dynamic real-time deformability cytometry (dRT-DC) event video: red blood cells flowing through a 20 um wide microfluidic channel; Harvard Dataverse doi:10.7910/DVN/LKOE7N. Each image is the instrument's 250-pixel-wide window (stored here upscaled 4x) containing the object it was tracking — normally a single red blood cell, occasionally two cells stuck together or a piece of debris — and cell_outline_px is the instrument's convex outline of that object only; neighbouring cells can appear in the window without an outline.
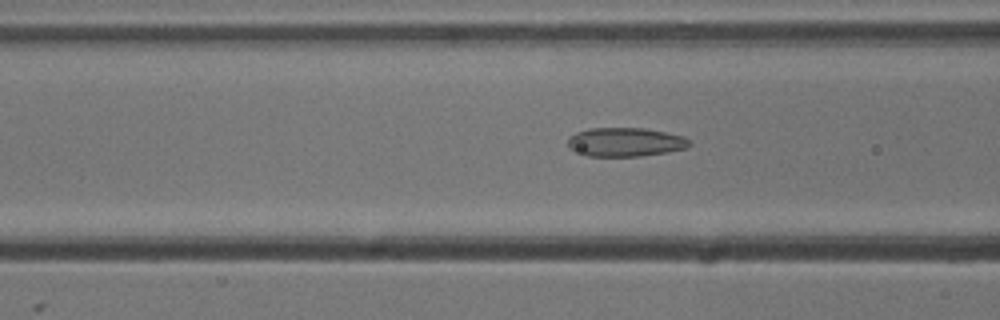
{"species": "common noctule bat (a hibernating species)", "species_latin": "Nyctalus noctula", "temperature_condition": "cold", "stored_images_in_passage": 54, "camera_frame_rate_fps": 3000, "um_per_image_px": 0.085, "animal": {"sex": "male", "body_mass_g": 13.3}, "frame": {"image": 1, "passage_image": 21, "time_ms": 6.667, "image_size_px": [1000, 320], "cell_outline_px": [[692, 144], [688, 148], [668, 152], [640, 156], [588, 156], [568, 148], [568, 140], [576, 132], [588, 128], [644, 128], [684, 136]], "centroid_in_image_um": [53.17, 12.08], "position_along_channel_um": 113.4, "area_um2": 20.46}}
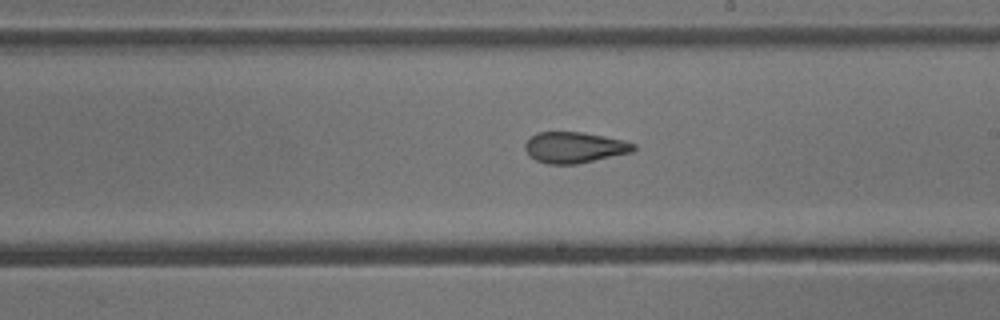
{"frame": {"image": 2, "passage_image": 31, "time_ms": 10.0, "image_size_px": [1000, 320], "cell_outline_px": [[636, 148], [632, 152], [576, 164], [548, 164], [536, 160], [528, 156], [524, 148], [524, 144], [536, 132], [584, 132], [624, 140], [636, 144]], "centroid_in_image_um": [48.81, 12.53], "position_along_channel_um": 240.2, "area_um2": 19.65}}
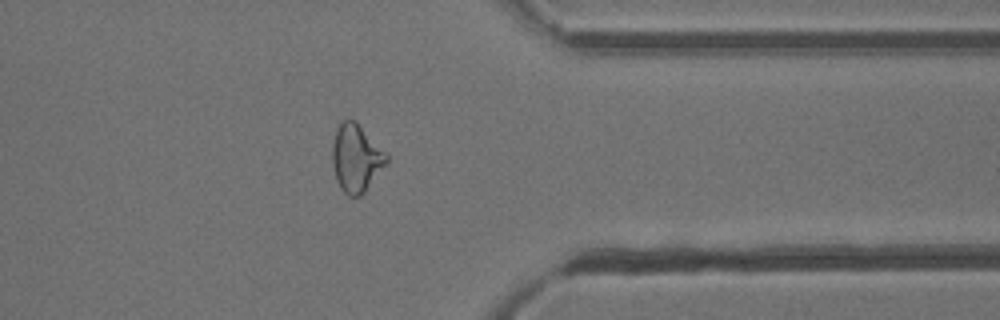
{"frame": {"image": 3, "passage_image": 43, "time_ms": 14.0, "image_size_px": [1000, 320], "cell_outline_px": [[388, 160], [364, 192], [360, 196], [348, 196], [340, 188], [336, 180], [332, 164], [332, 144], [336, 128], [344, 120], [356, 120], [388, 156]], "centroid_in_image_um": [30.23, 13.43], "position_along_channel_um": 381.2, "area_um2": 21.1}, "authors_computed_cell_mechanics": {"area_um2": 21.6461, "velocity_mm_per_s": 3.7846, "shape_relaxation_time_tau1_ms": null, "shape_relaxation_time_tau2_ms": 1.9218, "deformation_change_tau1": null, "deformation_change_tau2": 0.0947}}